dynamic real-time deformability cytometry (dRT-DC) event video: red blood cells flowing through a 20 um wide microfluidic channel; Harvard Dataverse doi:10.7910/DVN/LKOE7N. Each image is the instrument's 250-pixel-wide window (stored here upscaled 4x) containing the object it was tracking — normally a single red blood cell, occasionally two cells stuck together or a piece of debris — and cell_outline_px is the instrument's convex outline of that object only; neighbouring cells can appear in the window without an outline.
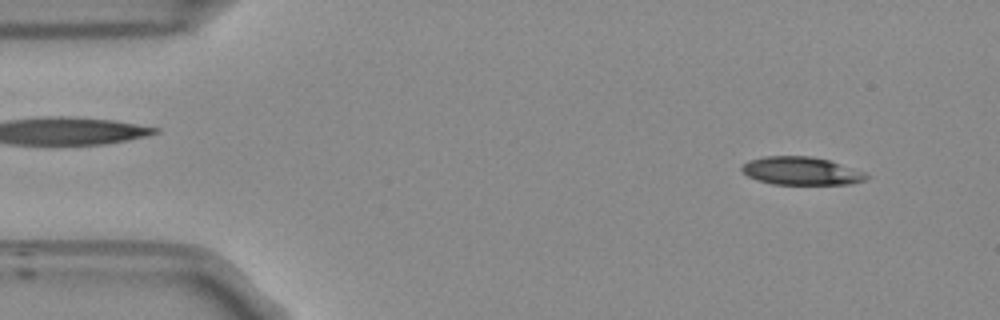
{"species": "Egyptian fruit bat (a non-hibernating species)", "species_latin": "Rousettus aegyptiacus", "temperature_condition": "room temperature", "stored_images_in_passage": 52, "camera_frame_rate_fps": 3000, "um_per_image_px": 0.085, "frame": {"image": 1, "passage_image": 4, "time_ms": 1.0, "image_size_px": [1000, 320], "cell_outline_px": [[868, 176], [864, 180], [848, 184], [772, 184], [756, 180], [748, 176], [740, 168], [748, 160], [764, 156], [812, 156], [828, 160], [864, 172]], "centroid_in_image_um": [68.05, 14.53], "position_along_channel_um": 17.0, "area_um2": 20.17}}
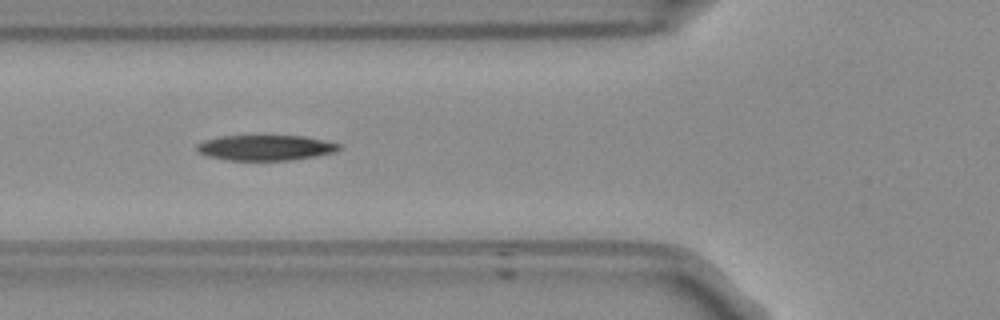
{"frame": {"image": 2, "passage_image": 18, "time_ms": 5.667, "image_size_px": [1000, 320], "cell_outline_px": [[340, 148], [336, 152], [316, 156], [292, 160], [224, 160], [208, 156], [196, 152], [196, 144], [204, 140], [220, 136], [304, 136], [340, 144]], "centroid_in_image_um": [22.53, 12.56], "position_along_channel_um": 103.3, "area_um2": 21.1}}
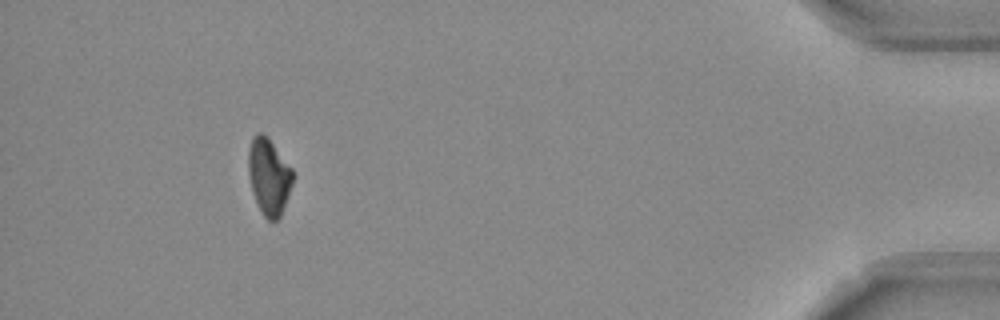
{"frame": {"image": 3, "passage_image": 48, "time_ms": 15.667, "image_size_px": [1000, 320], "cell_outline_px": [[292, 184], [288, 196], [280, 216], [276, 220], [268, 220], [264, 216], [252, 192], [248, 172], [248, 148], [252, 136], [260, 132], [272, 144], [292, 168]], "centroid_in_image_um": [22.83, 15.01], "position_along_channel_um": 412.4, "area_um2": 19.31}}